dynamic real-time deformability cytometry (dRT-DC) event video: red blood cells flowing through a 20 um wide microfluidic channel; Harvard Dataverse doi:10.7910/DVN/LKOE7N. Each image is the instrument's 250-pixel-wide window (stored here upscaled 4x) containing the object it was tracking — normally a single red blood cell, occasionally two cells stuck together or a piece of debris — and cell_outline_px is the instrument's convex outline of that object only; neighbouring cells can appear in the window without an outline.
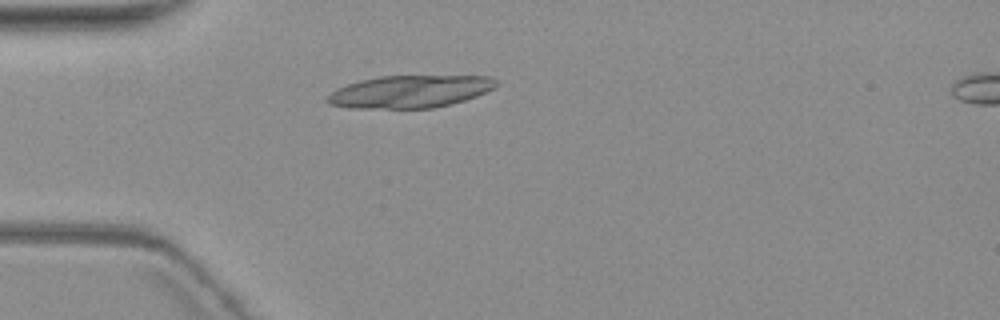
{"species": "common noctule bat (a hibernating species)", "species_latin": "Nyctalus noctula", "temperature_condition": "warm", "stored_images_in_passage": 2, "camera_frame_rate_fps": 3000, "um_per_image_px": 0.085, "animal": {"sex": "female", "body_mass_g": 19.3, "forearm_length_mm": 54.1}, "frame": {"image": 1, "passage_image": 1, "time_ms": 0.0, "image_size_px": [1000, 320], "cell_outline_px": [[496, 88], [476, 96], [464, 100], [432, 108], [348, 108], [328, 104], [324, 100], [336, 88], [360, 80], [380, 76], [492, 76], [496, 80]], "centroid_in_image_um": [34.82, 7.78], "position_along_channel_um": 50.2, "area_um2": 31.91}}